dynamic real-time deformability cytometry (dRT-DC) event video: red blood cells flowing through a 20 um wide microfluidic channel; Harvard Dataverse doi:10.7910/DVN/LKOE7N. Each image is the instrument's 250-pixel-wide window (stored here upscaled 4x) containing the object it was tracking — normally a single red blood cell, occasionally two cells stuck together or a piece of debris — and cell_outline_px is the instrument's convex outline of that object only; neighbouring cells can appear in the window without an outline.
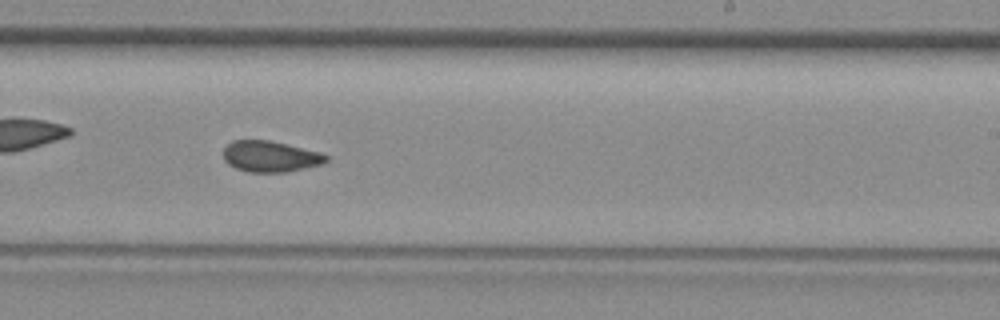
{"species": "common noctule bat (a hibernating species)", "species_latin": "Nyctalus noctula", "temperature_condition": "room temperature", "stored_images_in_passage": 41, "camera_frame_rate_fps": 3000, "um_per_image_px": 0.085, "animal": {"sex": "female", "body_mass_g": 29.2, "forearm_length_mm": 56.3}, "frame": {"image": 1, "passage_image": 24, "time_ms": 7.667, "image_size_px": [1000, 320], "cell_outline_px": [[328, 160], [320, 164], [304, 168], [284, 172], [248, 172], [236, 168], [228, 164], [224, 160], [224, 148], [232, 140], [268, 140], [316, 152], [328, 156]], "centroid_in_image_um": [22.91, 13.3], "position_along_channel_um": 266.1, "area_um2": 18.15}}